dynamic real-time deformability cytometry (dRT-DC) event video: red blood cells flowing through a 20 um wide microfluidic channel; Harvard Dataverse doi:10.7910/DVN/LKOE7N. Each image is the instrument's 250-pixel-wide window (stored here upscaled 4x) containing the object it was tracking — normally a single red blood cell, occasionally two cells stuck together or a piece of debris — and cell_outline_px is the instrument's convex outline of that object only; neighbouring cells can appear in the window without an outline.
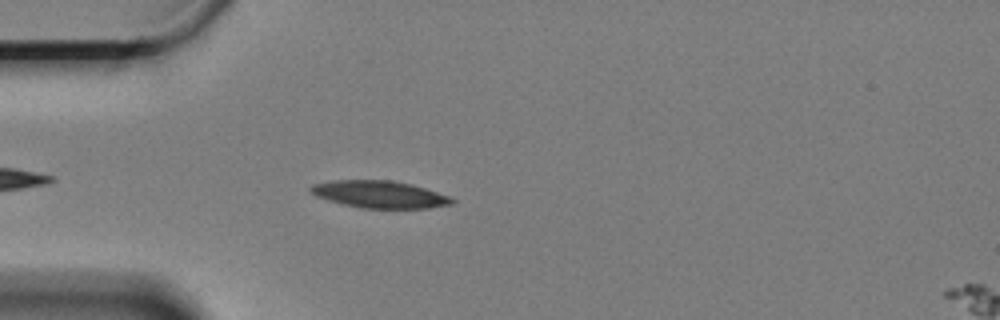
{"species": "Egyptian fruit bat (a non-hibernating species)", "species_latin": "Rousettus aegyptiacus", "temperature_condition": "cold", "stored_images_in_passage": 11, "camera_frame_rate_fps": 3000, "um_per_image_px": 0.085, "animal": {"sex": "female"}, "frame": {"image": 1, "passage_image": 5, "time_ms": 1.333, "image_size_px": [1000, 320], "cell_outline_px": [[456, 200], [452, 204], [428, 208], [360, 208], [340, 204], [316, 196], [308, 188], [312, 184], [332, 180], [392, 180], [412, 184], [448, 196]], "centroid_in_image_um": [32.23, 16.52], "position_along_channel_um": 52.8, "area_um2": 22.43}}
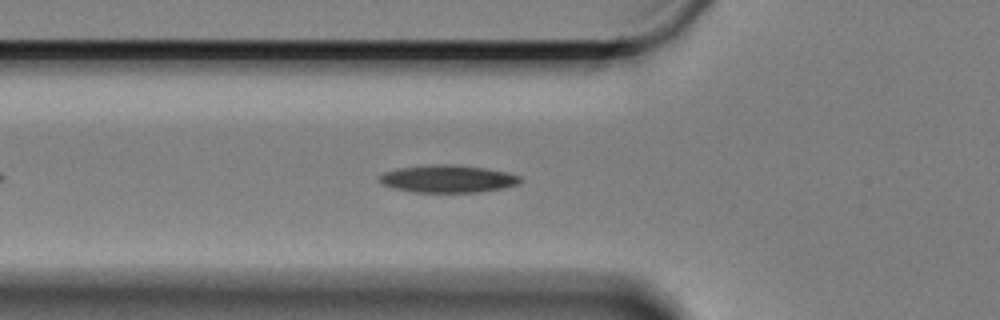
{"frame": {"image": 2, "passage_image": 9, "time_ms": 2.667, "image_size_px": [1000, 320], "cell_outline_px": [[524, 180], [520, 184], [504, 188], [480, 192], [412, 192], [392, 188], [376, 180], [376, 176], [384, 172], [400, 168], [428, 164], [456, 164], [484, 168], [508, 172], [520, 176]], "centroid_in_image_um": [38.07, 15.2], "position_along_channel_um": 87.7, "area_um2": 23.0}}